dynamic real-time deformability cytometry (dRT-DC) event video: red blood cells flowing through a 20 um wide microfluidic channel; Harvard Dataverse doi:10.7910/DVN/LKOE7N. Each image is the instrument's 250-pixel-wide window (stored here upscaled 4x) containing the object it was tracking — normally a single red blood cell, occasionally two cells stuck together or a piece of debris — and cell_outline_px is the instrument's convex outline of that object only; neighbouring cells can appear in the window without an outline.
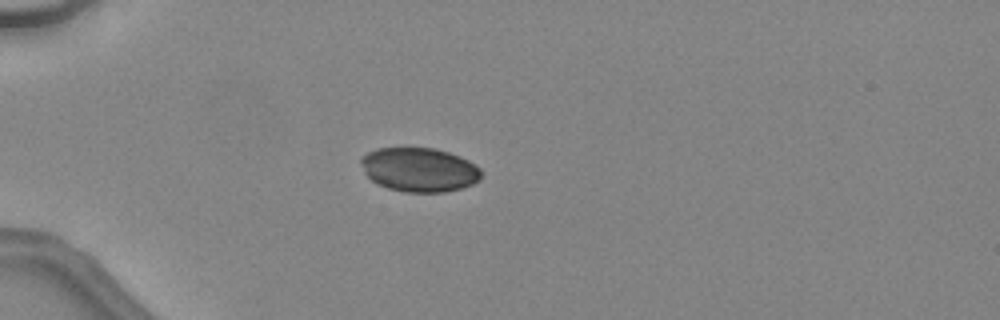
{"species": "common noctule bat (a hibernating species)", "species_latin": "Nyctalus noctula", "temperature_condition": "warm", "stored_images_in_passage": 29, "camera_frame_rate_fps": 3000, "um_per_image_px": 0.085, "animal": {"sex": "female", "body_mass_g": 24.6, "forearm_length_mm": 56.2}, "frame": {"image": 1, "passage_image": 1, "time_ms": 0.0, "image_size_px": [1000, 320], "cell_outline_px": [[480, 180], [472, 184], [460, 188], [444, 192], [404, 192], [388, 188], [376, 184], [364, 172], [360, 164], [360, 160], [368, 152], [376, 148], [436, 148], [460, 156], [468, 160], [480, 168]], "centroid_in_image_um": [35.62, 14.42], "position_along_channel_um": 49.4, "area_um2": 30.92}}
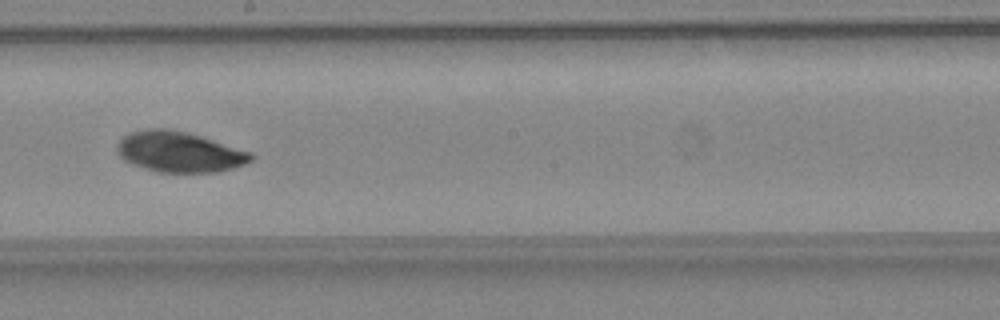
{"frame": {"image": 2, "passage_image": 15, "time_ms": 4.667, "image_size_px": [1000, 320], "cell_outline_px": [[256, 156], [252, 160], [244, 164], [232, 168], [216, 172], [156, 172], [132, 164], [124, 160], [116, 152], [116, 144], [128, 132], [148, 128], [168, 128], [200, 136], [252, 152]], "centroid_in_image_um": [15.21, 12.91], "position_along_channel_um": 233.0, "area_um2": 31.73}}
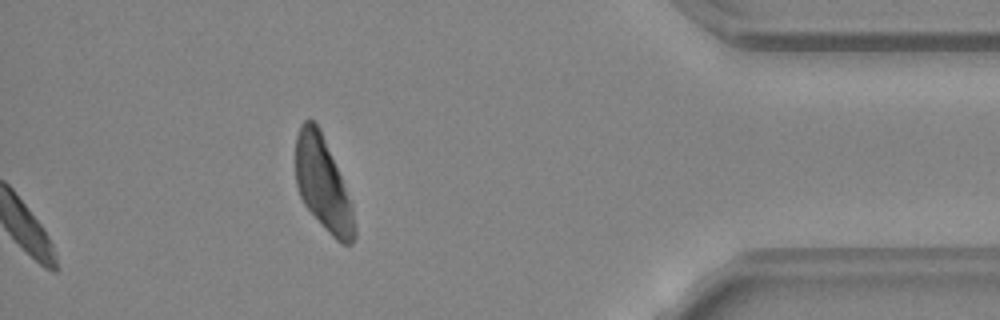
{"frame": {"image": 3, "passage_image": 29, "time_ms": 9.333, "image_size_px": [1000, 320], "cell_outline_px": [[356, 236], [352, 244], [344, 244], [336, 240], [324, 228], [304, 204], [300, 196], [296, 184], [296, 136], [300, 124], [304, 120], [312, 120], [320, 128], [352, 204], [356, 228]], "centroid_in_image_um": [27.45, 15.66], "position_along_channel_um": 407.8, "area_um2": 31.79}}